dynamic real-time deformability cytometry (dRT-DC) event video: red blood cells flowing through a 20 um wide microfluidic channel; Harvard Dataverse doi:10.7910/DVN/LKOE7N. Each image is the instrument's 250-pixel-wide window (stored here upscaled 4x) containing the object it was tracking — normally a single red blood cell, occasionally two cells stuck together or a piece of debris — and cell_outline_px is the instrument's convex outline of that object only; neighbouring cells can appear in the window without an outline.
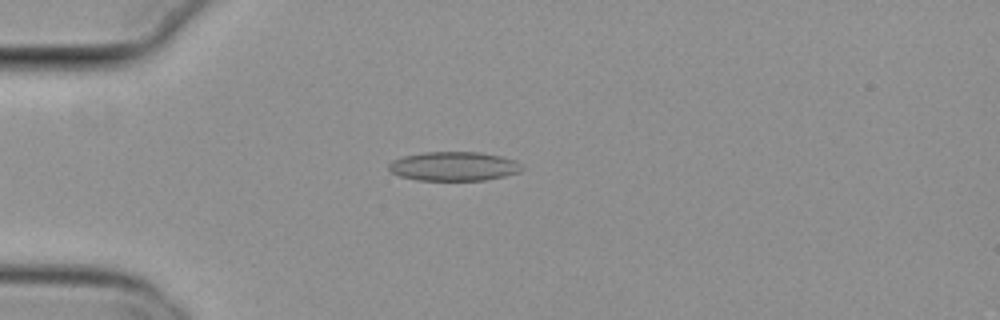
{"species": "common noctule bat (a hibernating species)", "species_latin": "Nyctalus noctula", "temperature_condition": "cold", "stored_images_in_passage": 55, "camera_frame_rate_fps": 3000, "um_per_image_px": 0.085, "animal": {"sex": "female", "body_mass_g": 29.2, "forearm_length_mm": 56.3}, "frame": {"image": 1, "passage_image": 15, "time_ms": 4.667, "image_size_px": [1000, 320], "cell_outline_px": [[524, 168], [520, 172], [504, 176], [484, 180], [420, 180], [400, 176], [392, 172], [388, 168], [388, 164], [392, 160], [404, 156], [424, 152], [480, 152], [500, 156], [516, 160]], "centroid_in_image_um": [38.59, 14.13], "position_along_channel_um": 46.4, "area_um2": 22.54}}
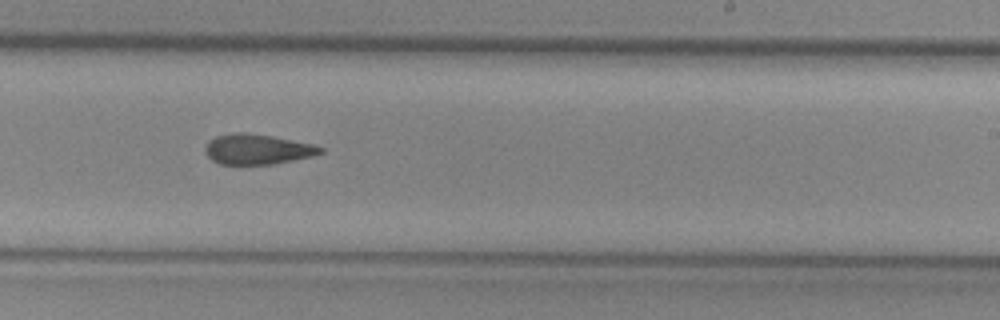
{"frame": {"image": 2, "passage_image": 34, "time_ms": 11.0, "image_size_px": [1000, 320], "cell_outline_px": [[324, 152], [312, 156], [272, 164], [220, 164], [212, 160], [204, 152], [208, 140], [216, 136], [236, 132], [244, 132], [272, 136], [312, 144], [324, 148]], "centroid_in_image_um": [21.85, 12.68], "position_along_channel_um": 267.1, "area_um2": 20.17}}
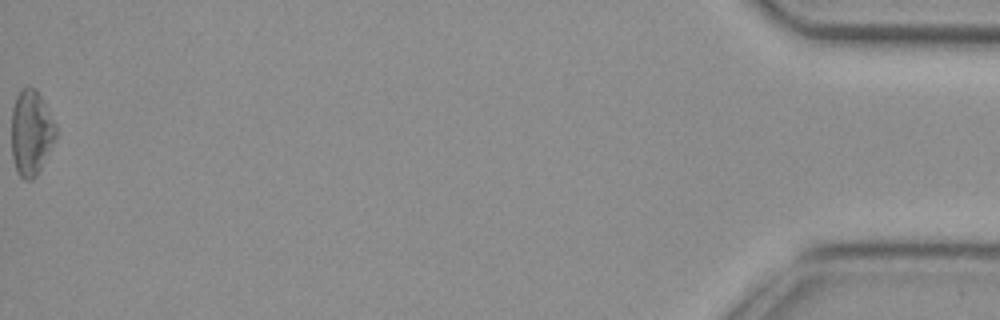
{"frame": {"image": 3, "passage_image": 55, "time_ms": 18.0, "image_size_px": [1000, 320], "cell_outline_px": [[56, 140], [36, 176], [32, 180], [24, 180], [16, 172], [12, 156], [12, 108], [16, 96], [20, 88], [36, 88], [56, 124]], "centroid_in_image_um": [2.65, 11.3], "position_along_channel_um": 432.6, "area_um2": 22.2}, "authors_computed_cell_mechanics": {"area_um2": 21.1548, "velocity_mm_per_s": 3.8065, "shape_relaxation_time_tau1_ms": null, "shape_relaxation_time_tau2_ms": 4.171, "deformation_change_tau1": null, "deformation_change_tau2": 0.1349}}